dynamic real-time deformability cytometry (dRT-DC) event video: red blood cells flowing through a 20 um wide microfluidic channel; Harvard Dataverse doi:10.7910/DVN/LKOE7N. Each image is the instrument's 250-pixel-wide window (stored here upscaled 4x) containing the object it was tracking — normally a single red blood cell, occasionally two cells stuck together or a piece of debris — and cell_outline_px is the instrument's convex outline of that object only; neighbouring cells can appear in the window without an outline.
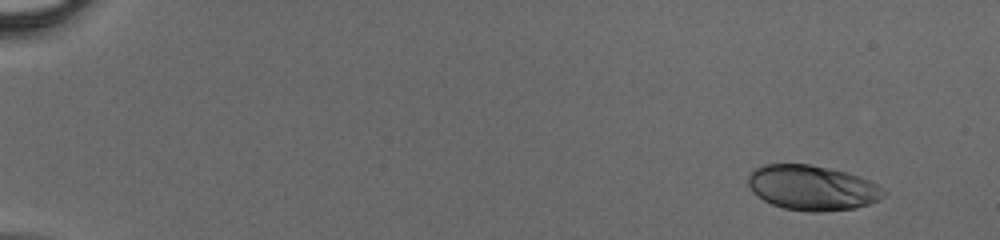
{"species": "human", "species_latin": "Homo sapiens", "temperature_condition": "cold", "stored_images_in_passage": 43, "camera_frame_rate_fps": 3000, "um_per_image_px": 0.085, "donor": {"sex": "male"}, "frame": {"image": 1, "passage_image": 1, "time_ms": 0.0, "image_size_px": [1000, 240], "cell_outline_px": [[884, 196], [868, 204], [856, 208], [820, 212], [808, 212], [784, 208], [772, 204], [764, 200], [752, 192], [748, 184], [748, 176], [756, 168], [764, 164], [808, 164], [848, 172], [868, 180], [876, 184], [884, 192]], "centroid_in_image_um": [69.01, 15.96], "position_along_channel_um": 16.0, "area_um2": 35.32}}
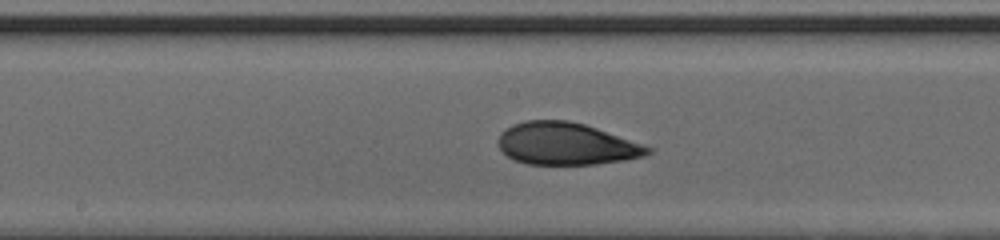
{"frame": {"image": 2, "passage_image": 24, "time_ms": 7.667, "image_size_px": [1000, 240], "cell_outline_px": [[652, 152], [644, 156], [624, 160], [592, 164], [528, 164], [516, 160], [508, 156], [496, 144], [496, 140], [500, 132], [512, 124], [524, 120], [568, 120], [584, 124], [596, 128], [652, 148]], "centroid_in_image_um": [48.06, 12.21], "position_along_channel_um": 200.1, "area_um2": 36.59}}
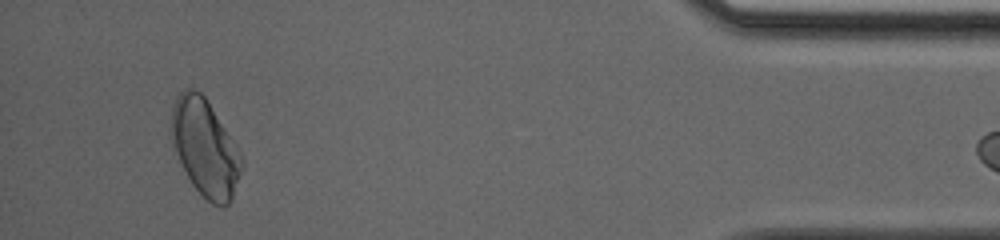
{"frame": {"image": 3, "passage_image": 42, "time_ms": 13.667, "image_size_px": [1000, 240], "cell_outline_px": [[244, 164], [232, 200], [224, 208], [212, 204], [192, 184], [172, 152], [172, 108], [176, 96], [184, 88], [192, 88], [200, 92], [204, 96], [236, 144], [244, 160]], "centroid_in_image_um": [17.43, 12.59], "position_along_channel_um": 417.8, "area_um2": 39.94}}